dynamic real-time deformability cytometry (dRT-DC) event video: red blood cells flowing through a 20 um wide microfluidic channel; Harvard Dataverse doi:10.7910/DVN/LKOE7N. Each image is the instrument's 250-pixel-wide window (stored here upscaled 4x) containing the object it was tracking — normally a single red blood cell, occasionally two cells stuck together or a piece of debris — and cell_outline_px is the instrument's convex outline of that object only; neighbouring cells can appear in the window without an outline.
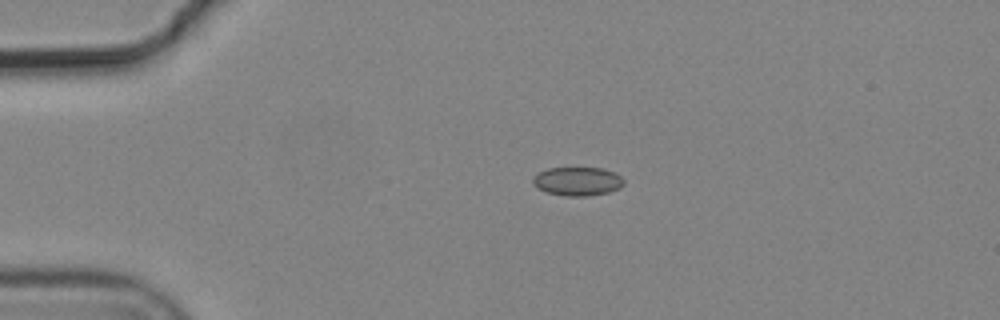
{"species": "common noctule bat (a hibernating species)", "species_latin": "Nyctalus noctula", "temperature_condition": "cold", "stored_images_in_passage": 7, "camera_frame_rate_fps": 3000, "um_per_image_px": 0.085, "animal": {"sex": "male", "body_mass_g": 19.2, "forearm_length_mm": 51.8}, "frame": {"image": 1, "passage_image": 4, "time_ms": 1.0, "image_size_px": [1000, 320], "cell_outline_px": [[624, 184], [620, 188], [608, 192], [588, 196], [564, 196], [544, 192], [532, 184], [532, 176], [548, 168], [604, 168], [616, 172], [624, 180]], "centroid_in_image_um": [49.08, 15.41], "position_along_channel_um": 35.9, "area_um2": 15.43}}
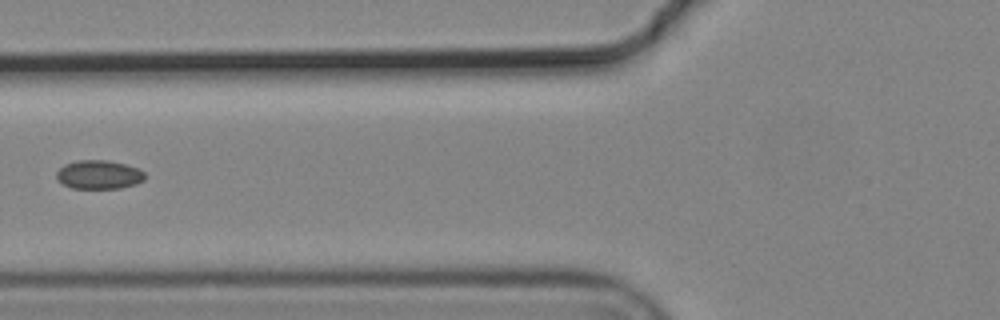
{"frame": {"image": 2, "passage_image": 6, "time_ms": 1.667, "image_size_px": [1000, 320], "cell_outline_px": [[144, 180], [136, 184], [120, 188], [72, 188], [56, 180], [56, 172], [64, 164], [76, 160], [108, 160], [124, 164], [136, 168], [144, 172]], "centroid_in_image_um": [8.37, 14.84], "position_along_channel_um": 117.4, "area_um2": 14.8}}
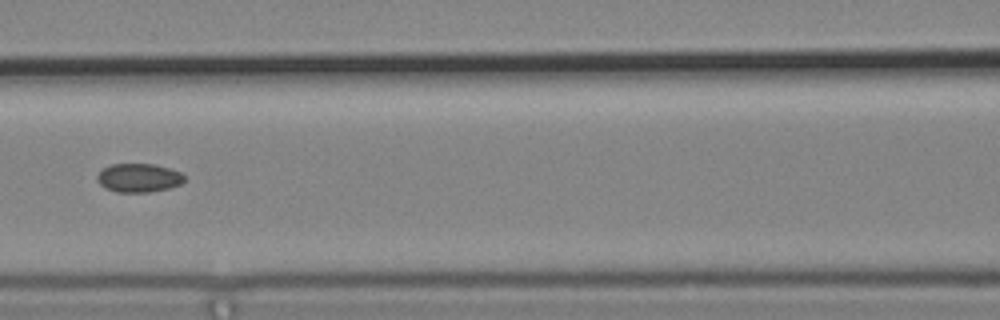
{"frame": {"image": 3, "passage_image": 7, "time_ms": 2.0, "image_size_px": [1000, 320], "cell_outline_px": [[184, 180], [180, 184], [168, 188], [148, 192], [116, 192], [104, 188], [96, 180], [96, 176], [104, 168], [112, 164], [156, 164], [180, 172], [184, 176]], "centroid_in_image_um": [11.76, 15.12], "position_along_channel_um": 154.8, "area_um2": 14.51}}